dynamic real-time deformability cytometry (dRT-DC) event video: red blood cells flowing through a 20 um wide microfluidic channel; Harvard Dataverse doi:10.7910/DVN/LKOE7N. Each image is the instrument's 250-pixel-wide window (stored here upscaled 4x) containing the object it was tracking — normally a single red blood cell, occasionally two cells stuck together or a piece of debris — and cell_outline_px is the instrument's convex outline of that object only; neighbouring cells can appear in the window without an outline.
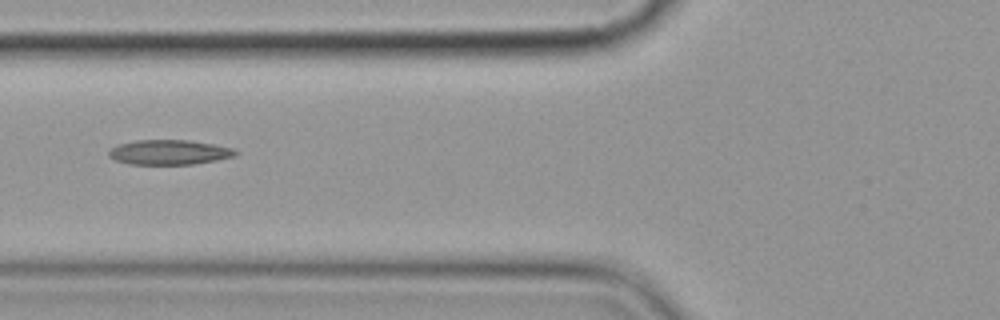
{"species": "common noctule bat (a hibernating species)", "species_latin": "Nyctalus noctula", "temperature_condition": "cold", "stored_images_in_passage": 8, "camera_frame_rate_fps": 3000, "um_per_image_px": 0.085, "animal": {"sex": "female", "body_mass_g": 19.9}, "frame": {"image": 1, "passage_image": 6, "time_ms": 7.0, "image_size_px": [1000, 320], "cell_outline_px": [[240, 152], [236, 156], [216, 160], [192, 164], [128, 164], [116, 160], [108, 156], [108, 152], [116, 144], [136, 140], [188, 140], [212, 144], [232, 148]], "centroid_in_image_um": [14.37, 12.94], "position_along_channel_um": 111.4, "area_um2": 18.32}}
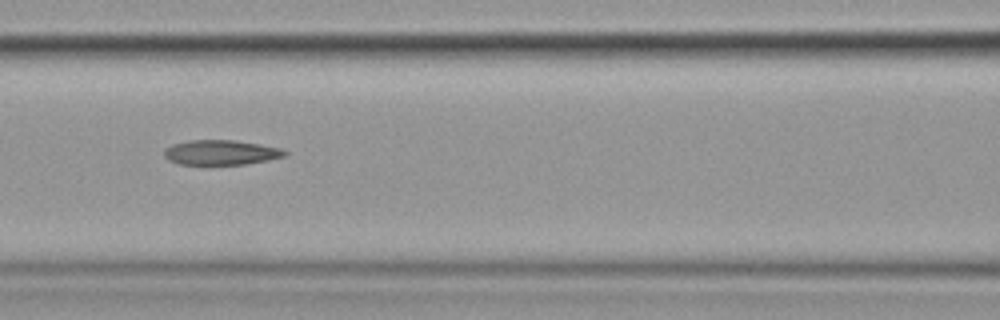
{"frame": {"image": 2, "passage_image": 7, "time_ms": 8.0, "image_size_px": [1000, 320], "cell_outline_px": [[288, 156], [268, 160], [244, 164], [176, 164], [168, 160], [164, 156], [164, 148], [172, 144], [192, 140], [236, 140], [280, 148], [288, 152]], "centroid_in_image_um": [18.77, 12.96], "position_along_channel_um": 147.8, "area_um2": 17.51}}
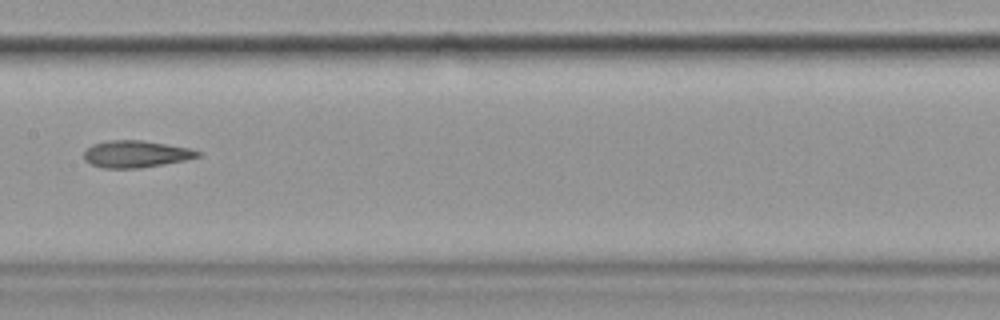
{"frame": {"image": 3, "passage_image": 8, "time_ms": 9.333, "image_size_px": [1000, 320], "cell_outline_px": [[200, 156], [184, 160], [164, 164], [140, 168], [100, 168], [88, 164], [84, 160], [84, 152], [92, 144], [108, 140], [140, 140], [192, 148], [200, 152]], "centroid_in_image_um": [11.51, 13.1], "position_along_channel_um": 195.9, "area_um2": 17.98}}